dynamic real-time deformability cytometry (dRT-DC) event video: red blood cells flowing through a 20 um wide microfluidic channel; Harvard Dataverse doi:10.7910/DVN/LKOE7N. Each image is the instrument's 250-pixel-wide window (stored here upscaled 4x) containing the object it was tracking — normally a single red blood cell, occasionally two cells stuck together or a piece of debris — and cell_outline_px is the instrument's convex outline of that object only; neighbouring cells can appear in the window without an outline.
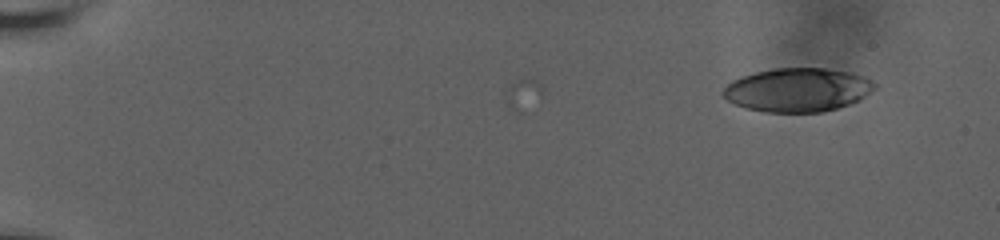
{"species": "human", "species_latin": "Homo sapiens", "temperature_condition": "room temperature", "stored_images_in_passage": 5, "camera_frame_rate_fps": 3000, "um_per_image_px": 0.085, "donor": {"sex": "male"}, "frame": {"image": 1, "passage_image": 1, "time_ms": 0.0, "image_size_px": [1000, 240], "cell_outline_px": [[876, 88], [860, 100], [836, 108], [820, 112], [764, 112], [744, 108], [728, 100], [720, 92], [732, 80], [756, 72], [776, 68], [824, 68], [848, 72], [864, 76], [872, 80], [876, 84]], "centroid_in_image_um": [67.8, 7.64], "position_along_channel_um": 17.2, "area_um2": 38.49}}